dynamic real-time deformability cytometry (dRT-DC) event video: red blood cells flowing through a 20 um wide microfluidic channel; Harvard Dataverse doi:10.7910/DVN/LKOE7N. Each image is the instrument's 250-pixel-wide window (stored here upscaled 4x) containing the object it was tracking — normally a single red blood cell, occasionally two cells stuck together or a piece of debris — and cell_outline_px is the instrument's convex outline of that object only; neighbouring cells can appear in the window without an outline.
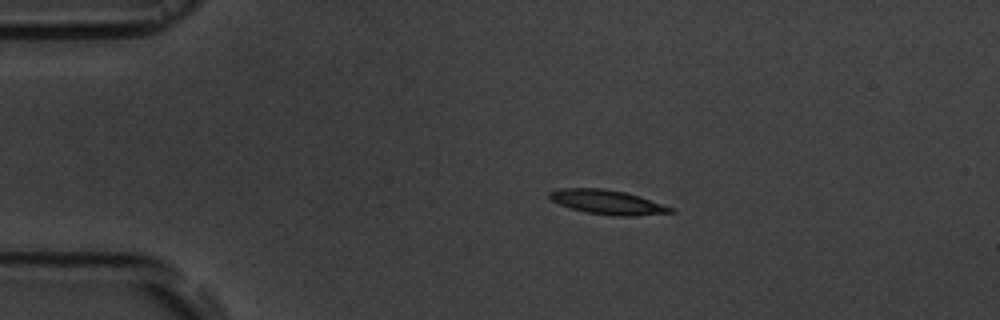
{"species": "common noctule bat (a hibernating species)", "species_latin": "Nyctalus noctula", "temperature_condition": "room temperature", "stored_images_in_passage": 5, "camera_frame_rate_fps": 3000, "um_per_image_px": 0.085, "animal": {"sex": "male", "body_mass_g": 19.5, "forearm_length_mm": 54.6}, "frame": {"image": 1, "passage_image": 3, "time_ms": 2.0, "image_size_px": [1000, 320], "cell_outline_px": [[676, 212], [636, 216], [612, 216], [584, 212], [560, 204], [552, 200], [548, 196], [548, 192], [560, 188], [604, 188], [624, 192], [640, 196], [676, 208]], "centroid_in_image_um": [51.69, 17.19], "position_along_channel_um": 33.3, "area_um2": 17.4}}
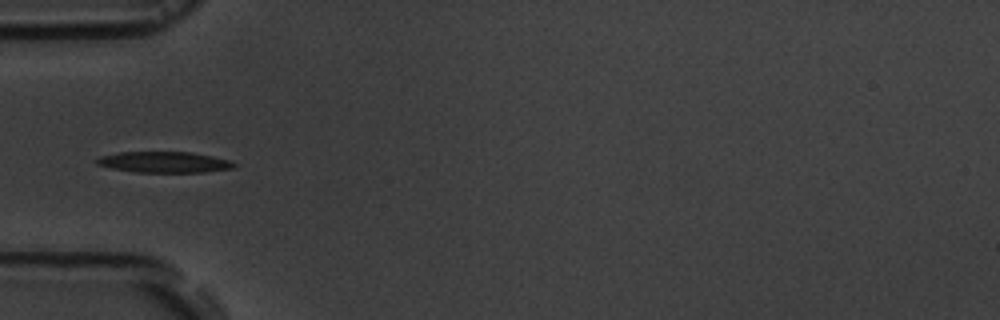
{"frame": {"image": 2, "passage_image": 4, "time_ms": 4.333, "image_size_px": [1000, 320], "cell_outline_px": [[236, 168], [204, 172], [136, 172], [112, 168], [96, 164], [92, 160], [100, 156], [120, 152], [192, 152], [212, 156], [228, 160], [236, 164]], "centroid_in_image_um": [13.93, 13.78], "position_along_channel_um": 71.1, "area_um2": 16.82}}
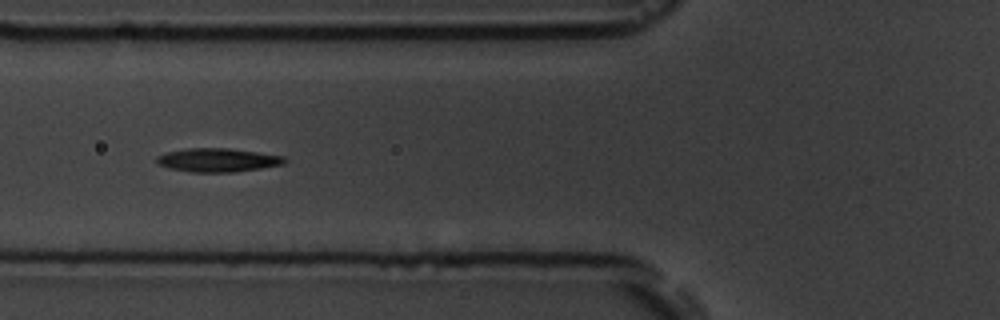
{"frame": {"image": 3, "passage_image": 5, "time_ms": 5.333, "image_size_px": [1000, 320], "cell_outline_px": [[288, 160], [284, 164], [260, 168], [232, 172], [192, 172], [168, 168], [160, 164], [156, 160], [156, 156], [168, 152], [188, 148], [228, 148], [284, 156]], "centroid_in_image_um": [18.52, 13.6], "position_along_channel_um": 107.3, "area_um2": 17.46}}